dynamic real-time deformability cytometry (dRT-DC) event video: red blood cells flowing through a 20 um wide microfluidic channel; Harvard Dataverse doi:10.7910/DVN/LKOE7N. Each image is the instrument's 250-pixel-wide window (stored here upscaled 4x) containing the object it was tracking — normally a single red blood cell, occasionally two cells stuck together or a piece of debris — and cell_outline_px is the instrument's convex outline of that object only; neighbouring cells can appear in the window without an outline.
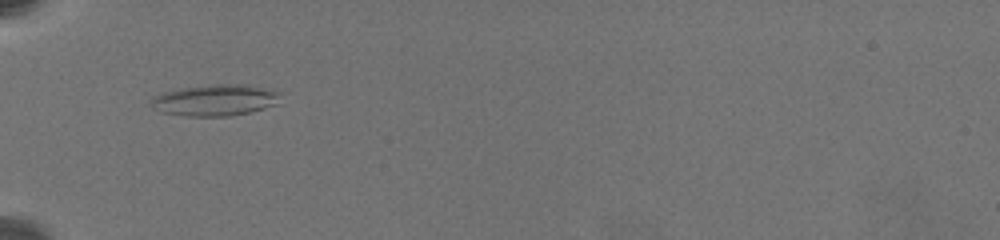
{"species": "common noctule bat (a hibernating species)", "species_latin": "Nyctalus noctula", "temperature_condition": "warm", "stored_images_in_passage": 31, "camera_frame_rate_fps": 3000, "um_per_image_px": 0.085, "animal": {"sex": "female", "body_mass_g": 19.5, "forearm_length_mm": 54.1}, "frame": {"image": 1, "passage_image": 1, "time_ms": 0.0, "image_size_px": [1000, 240], "cell_outline_px": [[280, 92], [276, 104], [264, 108], [232, 116], [184, 116], [160, 112], [152, 108], [148, 104], [152, 96], [164, 92], [180, 88], [212, 84], [244, 84]], "centroid_in_image_um": [18.19, 8.52], "position_along_channel_um": 66.8, "area_um2": 23.7}}
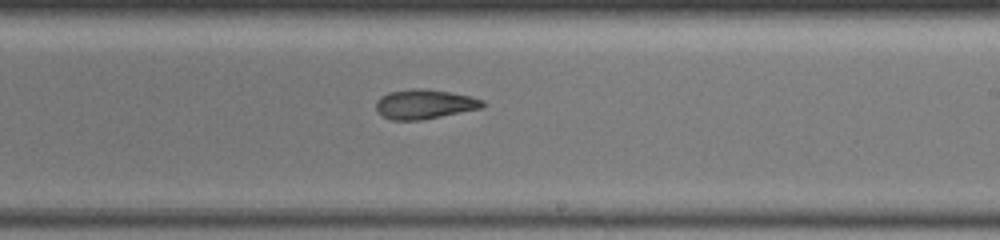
{"frame": {"image": 2, "passage_image": 15, "time_ms": 5.667, "image_size_px": [1000, 240], "cell_outline_px": [[484, 104], [480, 108], [420, 120], [392, 120], [384, 116], [376, 108], [376, 100], [380, 96], [388, 92], [412, 88], [420, 88], [448, 92], [472, 96], [484, 100]], "centroid_in_image_um": [36.05, 8.84], "position_along_channel_um": 252.9, "area_um2": 18.09}}
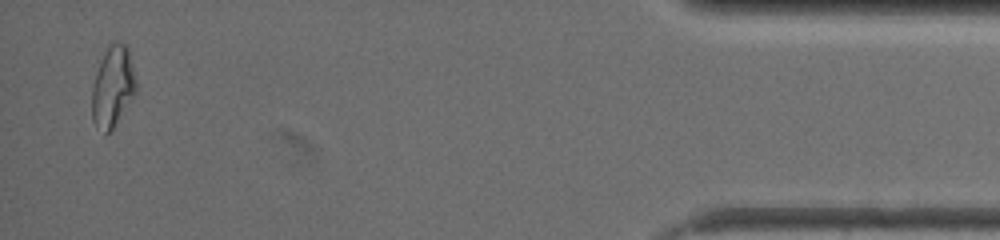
{"frame": {"image": 3, "passage_image": 31, "time_ms": 12.667, "image_size_px": [1000, 240], "cell_outline_px": [[136, 92], [132, 100], [112, 128], [104, 136], [96, 128], [92, 120], [92, 84], [96, 72], [104, 52], [112, 44], [124, 44], [128, 48], [136, 76]], "centroid_in_image_um": [9.58, 7.42], "position_along_channel_um": 425.6, "area_um2": 20.75}, "authors_computed_cell_mechanics": {"area_um2": 18.785, "velocity_mm_per_s": 3.4192, "shape_relaxation_time_tau1_ms": 6.0656, "shape_relaxation_time_tau2_ms": 3.4463, "deformation_change_tau1": 0.1849, "deformation_change_tau2": 0.1118}}